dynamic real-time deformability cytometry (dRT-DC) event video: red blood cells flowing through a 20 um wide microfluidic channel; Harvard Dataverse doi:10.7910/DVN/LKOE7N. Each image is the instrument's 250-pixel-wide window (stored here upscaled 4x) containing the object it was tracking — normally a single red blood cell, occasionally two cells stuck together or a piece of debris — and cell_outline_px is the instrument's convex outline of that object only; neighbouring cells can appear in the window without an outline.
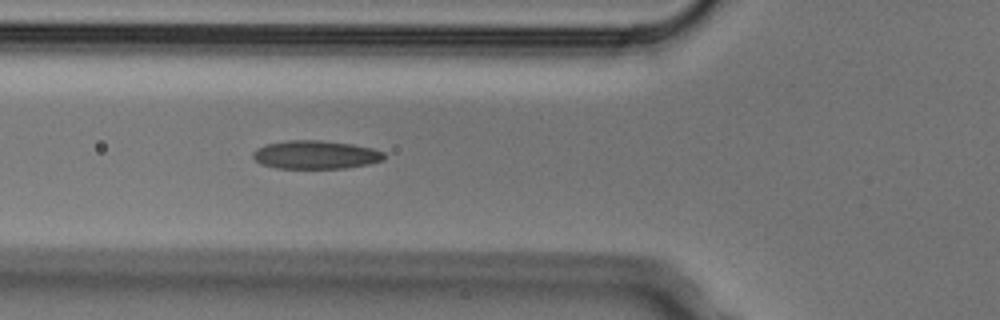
{"species": "Egyptian fruit bat (a non-hibernating species)", "species_latin": "Rousettus aegyptiacus", "temperature_condition": "cold", "stored_images_in_passage": 3, "camera_frame_rate_fps": 3000, "um_per_image_px": 0.085, "animal": {"sex": "male"}, "frame": {"image": 1, "passage_image": 3, "time_ms": 0.667, "image_size_px": [1000, 320], "cell_outline_px": [[384, 160], [368, 164], [348, 168], [276, 168], [260, 164], [252, 156], [252, 152], [256, 148], [264, 144], [288, 140], [320, 140], [352, 144], [372, 148], [384, 152]], "centroid_in_image_um": [26.8, 13.15], "position_along_channel_um": 99.0, "area_um2": 21.85}}